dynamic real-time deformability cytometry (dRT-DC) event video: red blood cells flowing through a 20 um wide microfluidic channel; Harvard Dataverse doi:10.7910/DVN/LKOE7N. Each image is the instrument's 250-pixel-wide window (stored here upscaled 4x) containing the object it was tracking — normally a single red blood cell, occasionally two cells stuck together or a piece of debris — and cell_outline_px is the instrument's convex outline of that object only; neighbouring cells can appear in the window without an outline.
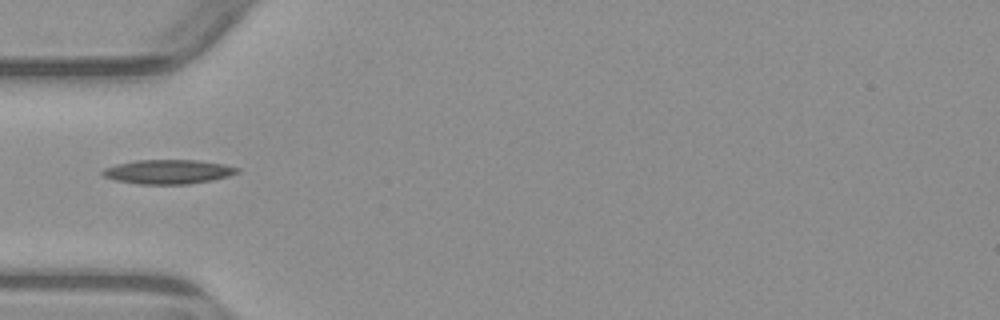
{"species": "common noctule bat (a hibernating species)", "species_latin": "Nyctalus noctula", "temperature_condition": "warm", "stored_images_in_passage": 2, "camera_frame_rate_fps": 3000, "um_per_image_px": 0.085, "animal": {"sex": "male", "body_mass_g": 23.1, "forearm_length_mm": 52.7}, "frame": {"image": 1, "passage_image": 1, "time_ms": 0.0, "image_size_px": [1000, 320], "cell_outline_px": [[240, 172], [228, 176], [212, 180], [188, 184], [136, 184], [116, 180], [104, 176], [100, 172], [104, 168], [116, 164], [136, 160], [200, 160], [224, 164], [240, 168]], "centroid_in_image_um": [14.3, 14.59], "position_along_channel_um": 70.7, "area_um2": 19.13}}
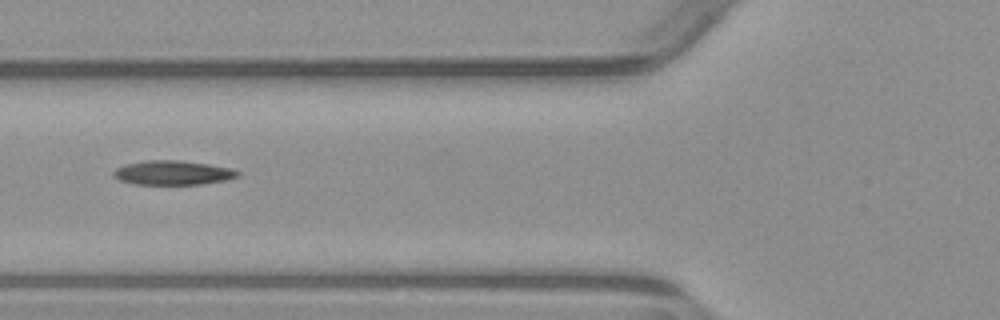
{"frame": {"image": 2, "passage_image": 2, "time_ms": 1.0, "image_size_px": [1000, 320], "cell_outline_px": [[240, 176], [224, 180], [200, 184], [136, 184], [120, 180], [112, 172], [116, 168], [124, 164], [144, 160], [180, 160], [208, 164], [232, 168], [240, 172]], "centroid_in_image_um": [14.7, 14.67], "position_along_channel_um": 111.1, "area_um2": 17.51}}